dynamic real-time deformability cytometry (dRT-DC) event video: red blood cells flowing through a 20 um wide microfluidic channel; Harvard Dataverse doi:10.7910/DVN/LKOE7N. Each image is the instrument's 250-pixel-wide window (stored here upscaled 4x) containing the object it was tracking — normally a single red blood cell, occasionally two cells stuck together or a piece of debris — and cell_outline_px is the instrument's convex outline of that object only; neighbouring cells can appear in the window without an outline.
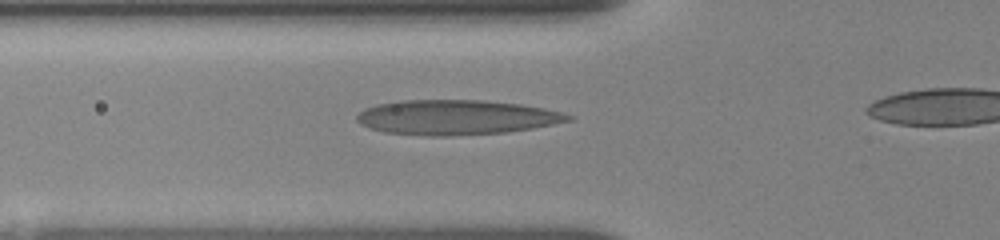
{"species": "human", "species_latin": "Homo sapiens", "temperature_condition": "room temperature", "stored_images_in_passage": 13, "camera_frame_rate_fps": 3000, "um_per_image_px": 0.085, "donor": {"sex": "female"}, "frame": {"image": 1, "passage_image": 4, "time_ms": 2.0, "image_size_px": [1000, 240], "cell_outline_px": [[576, 116], [572, 120], [532, 128], [508, 132], [452, 136], [424, 136], [384, 132], [368, 128], [360, 124], [356, 120], [356, 116], [364, 108], [376, 104], [400, 100], [484, 100], [520, 104], [544, 108], [564, 112]], "centroid_in_image_um": [38.77, 9.97], "position_along_channel_um": 87.0, "area_um2": 43.35}}
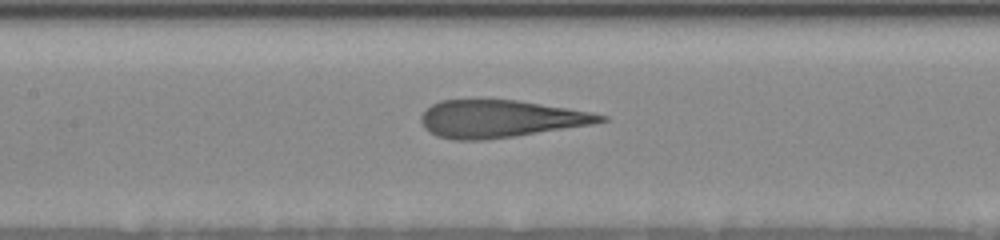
{"frame": {"image": 2, "passage_image": 8, "time_ms": 4.0, "image_size_px": [1000, 240], "cell_outline_px": [[608, 120], [592, 124], [516, 136], [484, 140], [452, 140], [436, 136], [428, 132], [424, 128], [420, 120], [420, 116], [432, 104], [440, 100], [516, 100], [568, 108], [592, 112], [608, 116]], "centroid_in_image_um": [42.5, 10.11], "position_along_channel_um": 164.9, "area_um2": 39.13}}
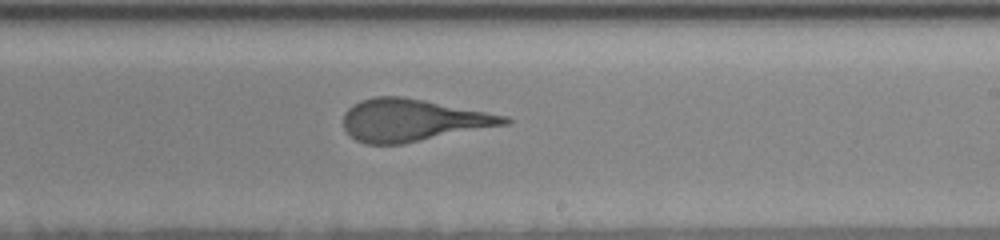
{"frame": {"image": 3, "passage_image": 12, "time_ms": 6.333, "image_size_px": [1000, 240], "cell_outline_px": [[512, 120], [508, 124], [400, 144], [364, 144], [356, 140], [344, 128], [344, 112], [348, 108], [360, 100], [376, 96], [400, 96], [424, 100], [508, 116]], "centroid_in_image_um": [35.05, 10.21], "position_along_channel_um": 253.9, "area_um2": 39.25}}